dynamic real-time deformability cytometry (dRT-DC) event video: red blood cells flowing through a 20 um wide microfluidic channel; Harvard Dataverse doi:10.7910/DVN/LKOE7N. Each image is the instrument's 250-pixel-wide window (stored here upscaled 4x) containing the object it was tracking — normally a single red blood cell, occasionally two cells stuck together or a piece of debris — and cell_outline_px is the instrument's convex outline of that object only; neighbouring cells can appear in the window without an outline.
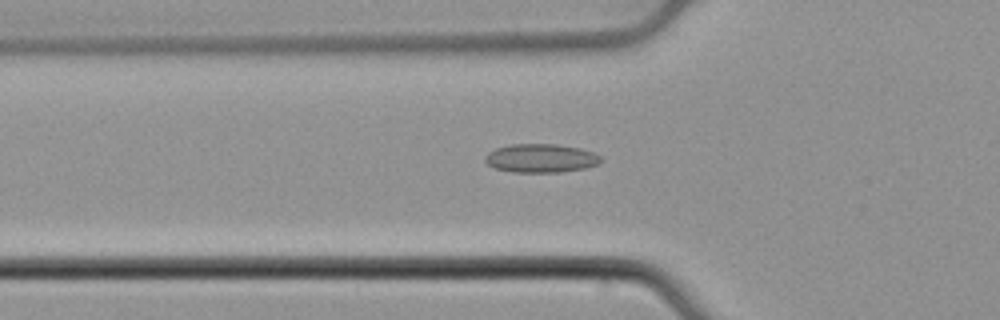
{"species": "common noctule bat (a hibernating species)", "species_latin": "Nyctalus noctula", "temperature_condition": "cold", "stored_images_in_passage": 45, "camera_frame_rate_fps": 3000, "um_per_image_px": 0.085, "animal": {"sex": "male", "body_mass_g": 21.5, "forearm_length_mm": 52.0}, "frame": {"image": 1, "passage_image": 10, "time_ms": 3.0, "image_size_px": [1000, 320], "cell_outline_px": [[600, 164], [584, 168], [560, 172], [512, 172], [496, 168], [488, 164], [484, 160], [484, 156], [488, 152], [496, 148], [508, 144], [556, 144], [580, 148], [592, 152], [600, 156]], "centroid_in_image_um": [45.95, 13.44], "position_along_channel_um": 79.9, "area_um2": 19.31}}
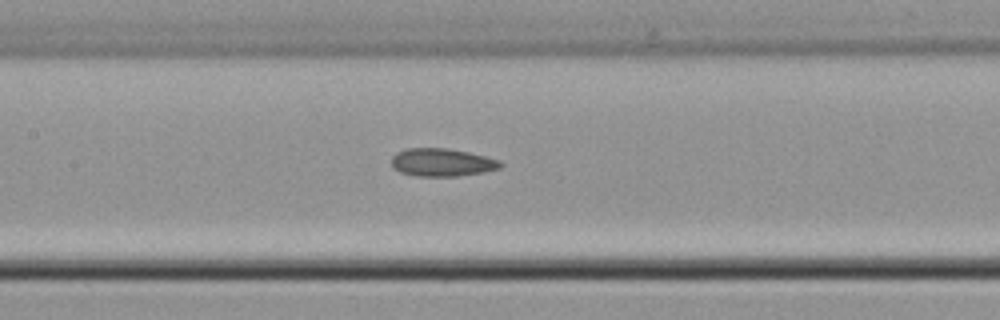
{"frame": {"image": 2, "passage_image": 17, "time_ms": 5.333, "image_size_px": [1000, 320], "cell_outline_px": [[504, 164], [500, 168], [484, 172], [456, 176], [416, 176], [400, 172], [392, 168], [392, 156], [396, 152], [408, 148], [448, 148], [468, 152], [500, 160]], "centroid_in_image_um": [37.56, 13.8], "position_along_channel_um": 169.8, "area_um2": 17.8}}
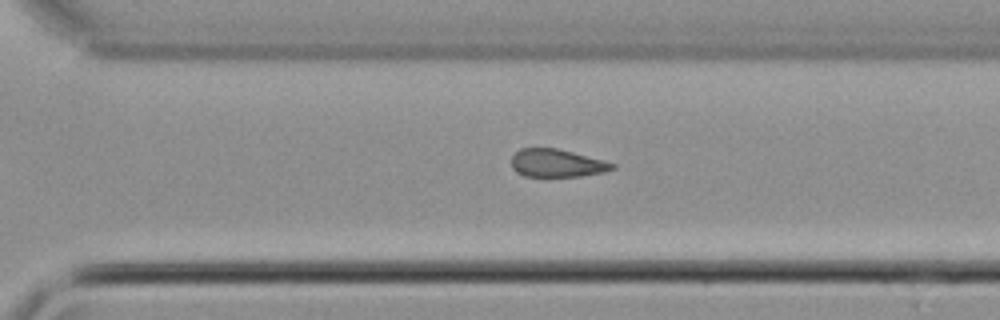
{"frame": {"image": 3, "passage_image": 29, "time_ms": 9.333, "image_size_px": [1000, 320], "cell_outline_px": [[616, 168], [604, 172], [580, 176], [524, 176], [516, 172], [512, 168], [512, 156], [520, 148], [556, 148], [604, 160], [616, 164]], "centroid_in_image_um": [47.34, 13.87], "position_along_channel_um": 323.3, "area_um2": 16.36}, "authors_computed_cell_mechanics": {"area_um2": 17.5134, "velocity_mm_per_s": 3.8407, "shape_relaxation_time_tau1_ms": null, "shape_relaxation_time_tau2_ms": 6.6295, "deformation_change_tau1": null, "deformation_change_tau2": 0.1487}}